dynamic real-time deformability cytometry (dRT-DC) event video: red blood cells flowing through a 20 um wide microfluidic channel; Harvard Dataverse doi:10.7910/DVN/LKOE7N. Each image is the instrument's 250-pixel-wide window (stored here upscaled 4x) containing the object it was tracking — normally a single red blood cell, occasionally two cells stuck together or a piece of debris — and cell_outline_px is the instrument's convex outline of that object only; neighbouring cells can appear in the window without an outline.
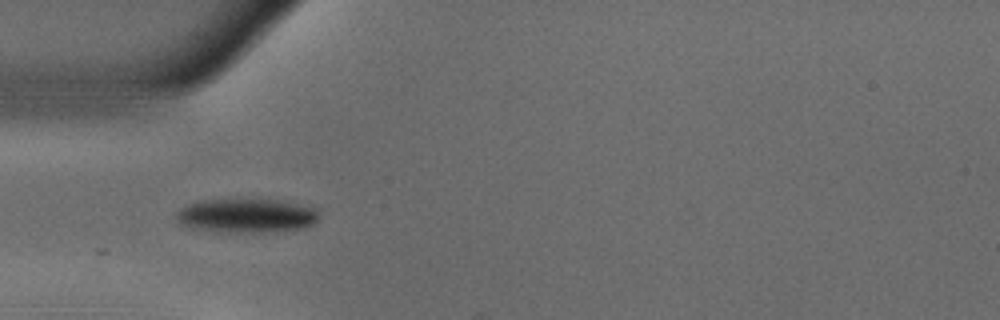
{"species": "common noctule bat (a hibernating species)", "species_latin": "Nyctalus noctula", "temperature_condition": "warm", "stored_images_in_passage": 15, "camera_frame_rate_fps": 3000, "um_per_image_px": 0.085, "animal": {"sex": "male", "body_mass_g": 18.8}, "frame": {"image": 1, "passage_image": 1, "time_ms": 0.0, "image_size_px": [1000, 320], "cell_outline_px": [[320, 216], [308, 228], [276, 232], [216, 232], [188, 228], [180, 224], [176, 220], [176, 212], [180, 208], [188, 204], [204, 200], [268, 196], [320, 208]], "centroid_in_image_um": [21.03, 18.29], "position_along_channel_um": 64.0, "area_um2": 30.23}}
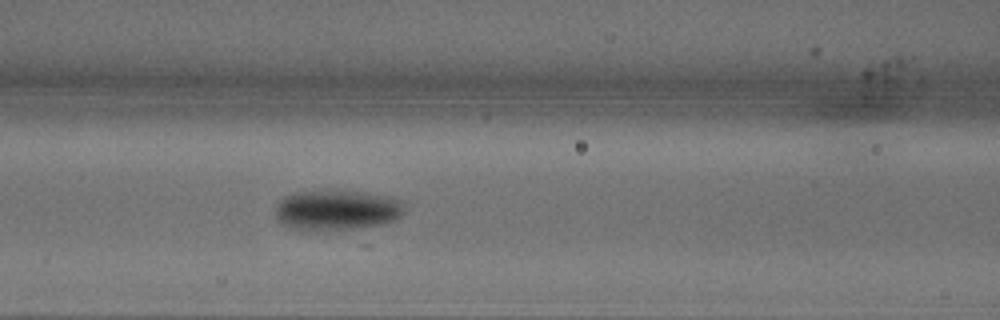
{"frame": {"image": 2, "passage_image": 7, "time_ms": 2.0, "image_size_px": [1000, 320], "cell_outline_px": [[404, 208], [400, 216], [396, 220], [384, 224], [368, 228], [328, 232], [324, 232], [288, 228], [280, 224], [276, 220], [276, 204], [284, 196], [300, 192], [332, 188], [364, 192], [388, 196], [404, 200]], "centroid_in_image_um": [28.63, 17.87], "position_along_channel_um": 138.0, "area_um2": 31.91}}
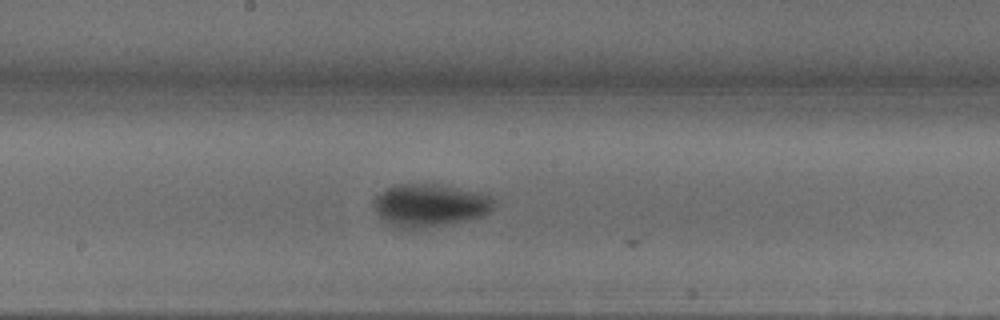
{"frame": {"image": 3, "passage_image": 13, "time_ms": 4.0, "image_size_px": [1000, 320], "cell_outline_px": [[492, 208], [488, 212], [480, 216], [468, 220], [444, 224], [416, 228], [404, 228], [392, 224], [384, 220], [376, 212], [372, 204], [372, 200], [380, 192], [396, 184], [436, 184], [480, 192], [492, 196]], "centroid_in_image_um": [36.51, 17.42], "position_along_channel_um": 211.7, "area_um2": 29.42}}